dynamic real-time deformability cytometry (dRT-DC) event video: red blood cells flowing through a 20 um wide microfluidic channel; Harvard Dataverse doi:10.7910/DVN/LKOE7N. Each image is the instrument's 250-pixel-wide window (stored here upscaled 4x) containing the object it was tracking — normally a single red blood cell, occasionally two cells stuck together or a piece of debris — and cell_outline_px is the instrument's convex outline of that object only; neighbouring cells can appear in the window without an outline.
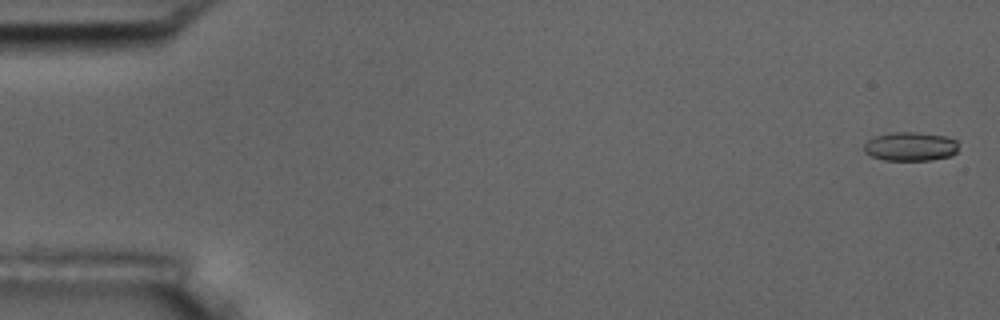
{"species": "common noctule bat (a hibernating species)", "species_latin": "Nyctalus noctula", "temperature_condition": "room temperature", "stored_images_in_passage": 5, "camera_frame_rate_fps": 3000, "um_per_image_px": 0.085, "animal": {"sex": "male", "body_mass_g": 17.5, "forearm_length_mm": 52.3}, "frame": {"image": 1, "passage_image": 1, "time_ms": 0.0, "image_size_px": [1000, 320], "cell_outline_px": [[956, 152], [952, 156], [932, 160], [884, 160], [872, 156], [864, 152], [864, 144], [868, 140], [876, 136], [892, 132], [916, 132], [948, 136], [956, 140]], "centroid_in_image_um": [77.39, 12.45], "position_along_channel_um": 7.6, "area_um2": 15.95}}
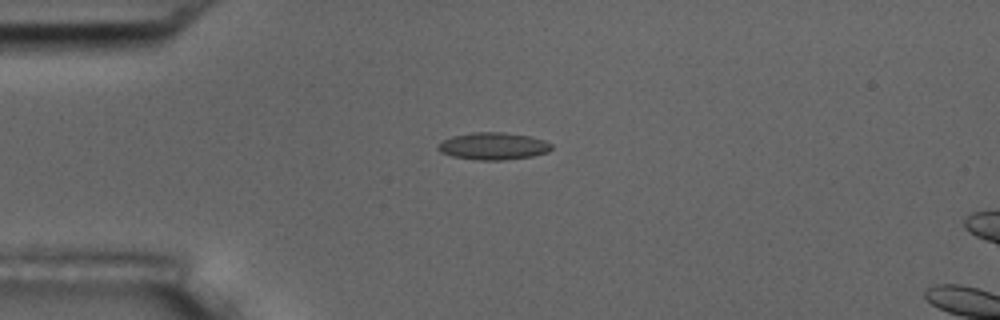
{"frame": {"image": 2, "passage_image": 4, "time_ms": 4.333, "image_size_px": [1000, 320], "cell_outline_px": [[552, 148], [548, 152], [532, 156], [504, 160], [476, 160], [452, 156], [440, 152], [436, 148], [444, 140], [452, 136], [472, 132], [504, 132], [528, 136], [544, 140], [552, 144]], "centroid_in_image_um": [41.93, 12.42], "position_along_channel_um": 43.1, "area_um2": 17.98}}